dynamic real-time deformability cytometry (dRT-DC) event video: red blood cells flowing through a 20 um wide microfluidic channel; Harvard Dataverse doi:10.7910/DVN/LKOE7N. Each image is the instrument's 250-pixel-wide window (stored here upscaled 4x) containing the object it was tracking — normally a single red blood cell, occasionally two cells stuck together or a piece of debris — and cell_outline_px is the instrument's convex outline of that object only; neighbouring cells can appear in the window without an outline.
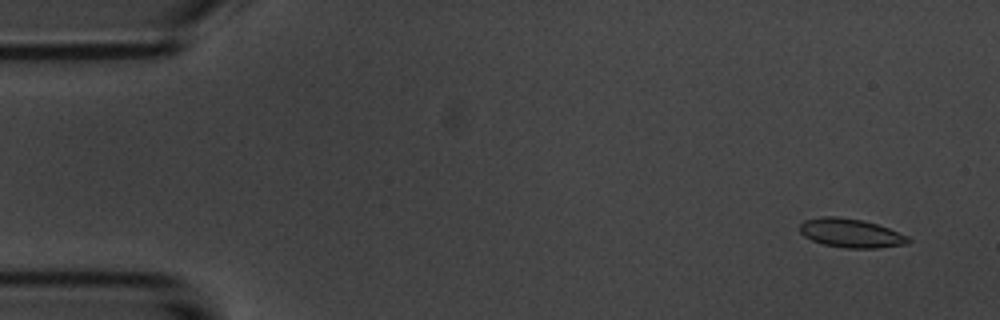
{"species": "common noctule bat (a hibernating species)", "species_latin": "Nyctalus noctula", "temperature_condition": "room temperature", "stored_images_in_passage": 2, "segment_of_instrument_passage": [2, 2], "camera_frame_rate_fps": 3000, "um_per_image_px": 0.085, "animal": {"sex": "male", "body_mass_g": 20.1, "forearm_length_mm": 53.5}, "frame": {"image": 1, "passage_image": 2, "time_ms": 2.333, "image_size_px": [1000, 320], "cell_outline_px": [[912, 240], [908, 244], [876, 248], [844, 248], [824, 244], [812, 240], [804, 236], [800, 232], [800, 224], [804, 220], [820, 216], [836, 216], [864, 220], [888, 228], [908, 236]], "centroid_in_image_um": [72.32, 19.81], "position_along_channel_um": 12.7, "area_um2": 18.32}}